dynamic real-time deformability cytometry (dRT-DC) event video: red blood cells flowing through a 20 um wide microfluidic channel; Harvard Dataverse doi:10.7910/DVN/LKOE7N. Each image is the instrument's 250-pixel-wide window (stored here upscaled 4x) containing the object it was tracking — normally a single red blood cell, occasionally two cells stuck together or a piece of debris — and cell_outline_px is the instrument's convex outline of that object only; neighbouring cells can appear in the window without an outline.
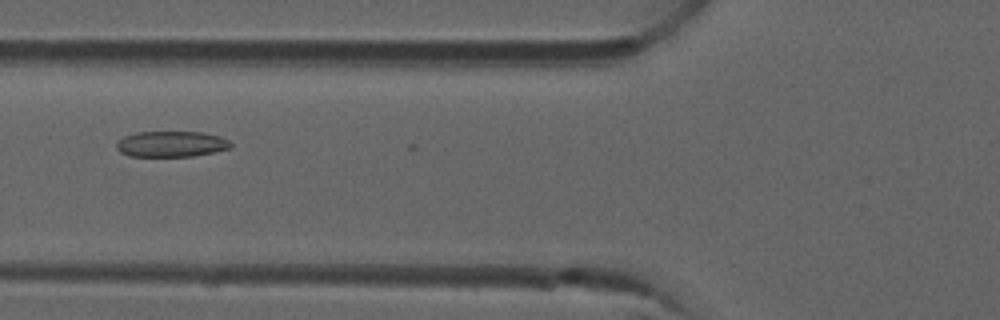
{"species": "common noctule bat (a hibernating species)", "species_latin": "Nyctalus noctula", "temperature_condition": "room temperature", "stored_images_in_passage": 8, "camera_frame_rate_fps": 3000, "um_per_image_px": 0.085, "animal": {"sex": "male", "forearm_length_mm": 52.5}, "frame": {"image": 1, "passage_image": 5, "time_ms": 1.333, "image_size_px": [1000, 320], "cell_outline_px": [[232, 148], [192, 156], [128, 156], [120, 152], [116, 148], [116, 140], [124, 136], [136, 132], [204, 132], [220, 136], [228, 140], [232, 144]], "centroid_in_image_um": [14.53, 12.23], "position_along_channel_um": 111.3, "area_um2": 17.28}}
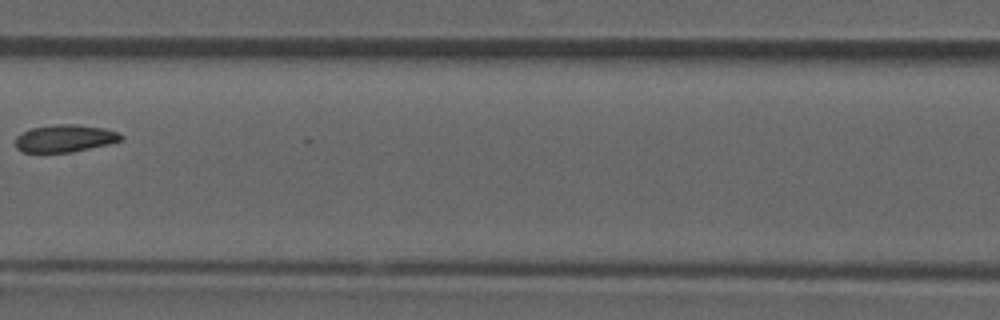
{"frame": {"image": 2, "passage_image": 7, "time_ms": 2.0, "image_size_px": [1000, 320], "cell_outline_px": [[124, 136], [120, 140], [108, 144], [72, 152], [24, 152], [16, 148], [16, 136], [32, 128], [56, 124], [76, 124], [104, 128], [120, 132]], "centroid_in_image_um": [5.54, 11.75], "position_along_channel_um": 201.9, "area_um2": 16.76}}
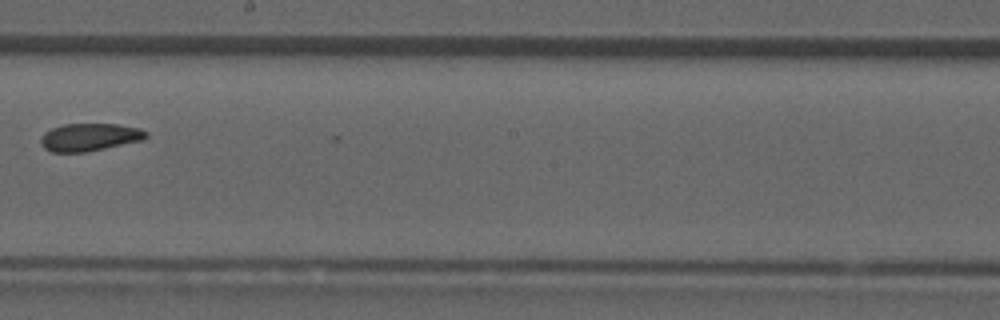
{"frame": {"image": 3, "passage_image": 8, "time_ms": 2.333, "image_size_px": [1000, 320], "cell_outline_px": [[148, 136], [144, 140], [88, 152], [52, 152], [44, 148], [40, 144], [40, 140], [44, 132], [52, 128], [64, 124], [116, 124], [140, 128], [148, 132]], "centroid_in_image_um": [7.63, 11.66], "position_along_channel_um": 240.6, "area_um2": 17.17}}